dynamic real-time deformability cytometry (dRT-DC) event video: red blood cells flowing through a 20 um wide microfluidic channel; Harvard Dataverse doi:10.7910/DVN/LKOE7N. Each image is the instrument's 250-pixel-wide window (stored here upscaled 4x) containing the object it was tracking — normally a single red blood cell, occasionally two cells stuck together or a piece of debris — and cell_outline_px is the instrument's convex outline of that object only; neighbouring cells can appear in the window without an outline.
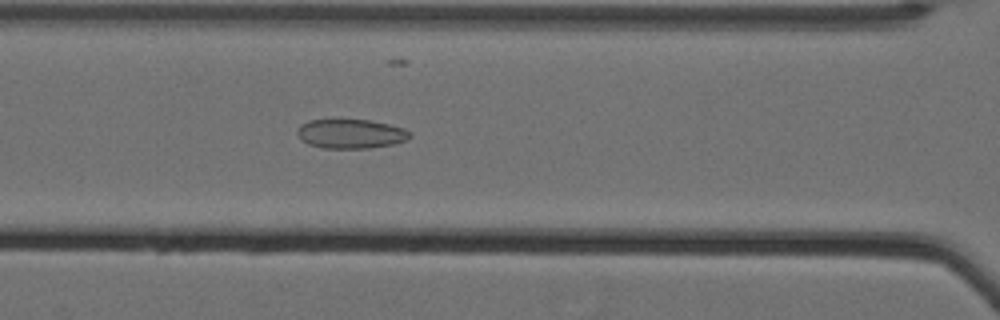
{"species": "Egyptian fruit bat (a non-hibernating species)", "species_latin": "Rousettus aegyptiacus", "temperature_condition": "cold", "stored_images_in_passage": 52, "camera_frame_rate_fps": 3000, "um_per_image_px": 0.085, "animal": {"sex": "female"}, "frame": {"image": 1, "passage_image": 22, "time_ms": 7.0, "image_size_px": [1000, 320], "cell_outline_px": [[412, 136], [404, 140], [392, 144], [368, 148], [324, 148], [308, 144], [300, 140], [296, 132], [300, 124], [308, 120], [368, 120], [388, 124], [404, 128], [412, 132]], "centroid_in_image_um": [29.79, 11.37], "position_along_channel_um": 136.8, "area_um2": 19.19}}
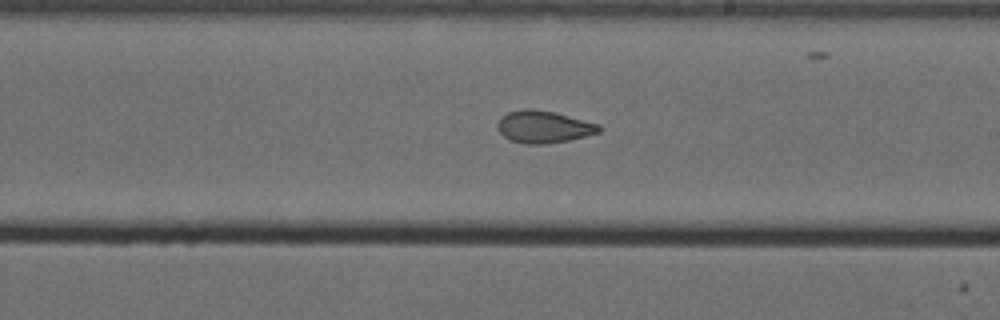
{"frame": {"image": 2, "passage_image": 31, "time_ms": 10.0, "image_size_px": [1000, 320], "cell_outline_px": [[604, 128], [600, 132], [568, 140], [544, 144], [528, 144], [512, 140], [504, 136], [500, 132], [496, 124], [500, 116], [508, 112], [524, 108], [532, 108], [556, 112], [600, 124]], "centroid_in_image_um": [46.22, 10.76], "position_along_channel_um": 242.8, "area_um2": 19.19}}
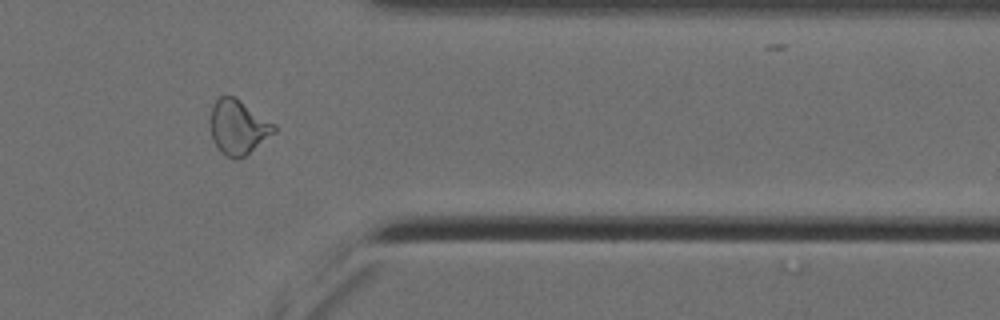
{"frame": {"image": 3, "passage_image": 44, "time_ms": 14.333, "image_size_px": [1000, 320], "cell_outline_px": [[276, 132], [244, 156], [236, 160], [220, 152], [216, 148], [212, 140], [208, 124], [208, 120], [212, 104], [220, 96], [232, 96], [240, 100], [276, 124]], "centroid_in_image_um": [20.19, 10.8], "position_along_channel_um": 391.2, "area_um2": 20.63}, "authors_computed_cell_mechanics": {"area_um2": 20.23, "velocity_mm_per_s": 3.5283, "shape_relaxation_time_tau1_ms": null, "shape_relaxation_time_tau2_ms": 1.6448, "deformation_change_tau1": null, "deformation_change_tau2": 0.0791}}